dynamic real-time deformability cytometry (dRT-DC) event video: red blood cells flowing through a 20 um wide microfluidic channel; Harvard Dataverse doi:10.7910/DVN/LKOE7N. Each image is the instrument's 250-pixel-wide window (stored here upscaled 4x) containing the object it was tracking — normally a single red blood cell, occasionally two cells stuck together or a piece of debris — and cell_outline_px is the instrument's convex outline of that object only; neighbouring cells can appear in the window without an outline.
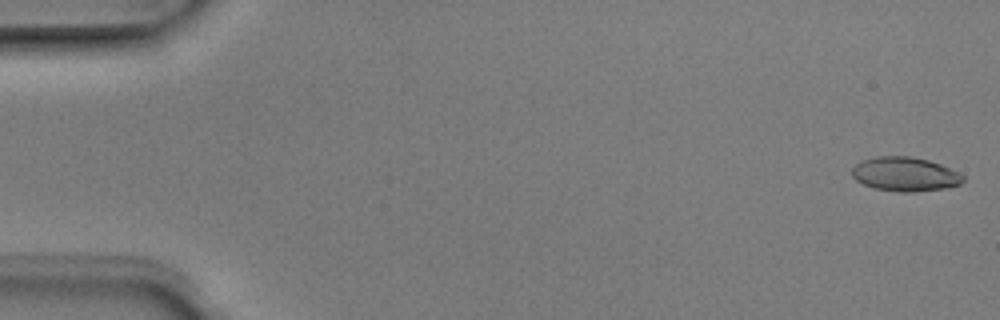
{"species": "Egyptian fruit bat (a non-hibernating species)", "species_latin": "Rousettus aegyptiacus", "temperature_condition": "room temperature", "stored_images_in_passage": 5, "camera_frame_rate_fps": 3000, "um_per_image_px": 0.085, "animal": {"sex": "male"}, "frame": {"image": 1, "passage_image": 1, "time_ms": 0.0, "image_size_px": [1000, 320], "cell_outline_px": [[964, 180], [960, 184], [948, 188], [912, 192], [900, 192], [872, 188], [856, 180], [852, 176], [852, 168], [856, 164], [864, 160], [876, 156], [912, 156], [928, 160], [940, 164], [964, 176]], "centroid_in_image_um": [76.92, 14.81], "position_along_channel_um": 8.1, "area_um2": 22.08}}
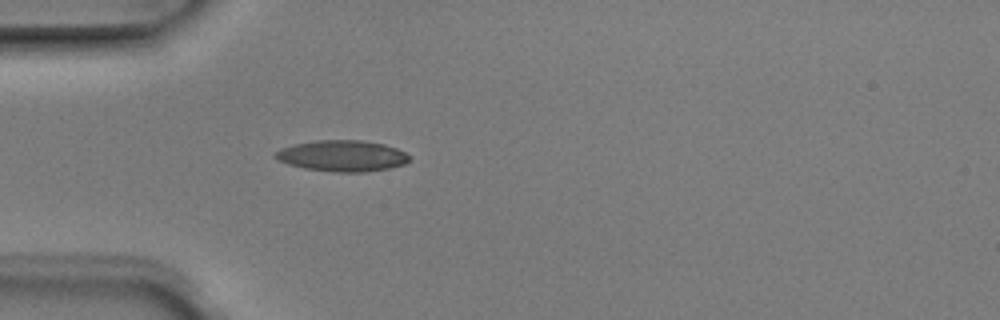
{"frame": {"image": 2, "passage_image": 5, "time_ms": 1.333, "image_size_px": [1000, 320], "cell_outline_px": [[412, 160], [404, 164], [388, 168], [364, 172], [332, 172], [304, 168], [288, 164], [272, 156], [280, 148], [292, 144], [316, 140], [360, 140], [384, 144], [396, 148], [404, 152]], "centroid_in_image_um": [29.07, 13.24], "position_along_channel_um": 55.9, "area_um2": 24.33}}